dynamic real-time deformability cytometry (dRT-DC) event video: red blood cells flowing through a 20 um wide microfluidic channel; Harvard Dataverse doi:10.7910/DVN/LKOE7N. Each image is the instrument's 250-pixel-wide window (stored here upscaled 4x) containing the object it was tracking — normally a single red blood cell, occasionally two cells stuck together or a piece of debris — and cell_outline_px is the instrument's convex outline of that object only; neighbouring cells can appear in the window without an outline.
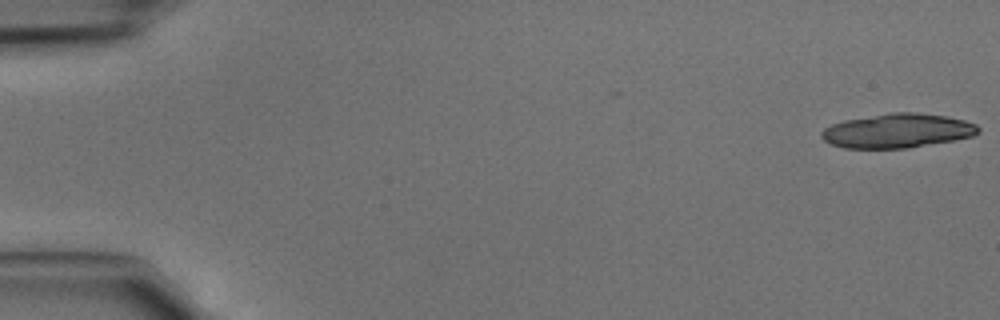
{"species": "common noctule bat (a hibernating species)", "species_latin": "Nyctalus noctula", "temperature_condition": "cold", "stored_images_in_passage": 17, "camera_frame_rate_fps": 3000, "um_per_image_px": 0.085, "animal": {"sex": "male", "body_mass_g": 15.6}, "frame": {"image": 1, "passage_image": 1, "time_ms": 0.0, "image_size_px": [1000, 320], "cell_outline_px": [[980, 132], [972, 136], [952, 140], [908, 148], [844, 148], [832, 144], [824, 140], [820, 136], [820, 132], [824, 128], [832, 124], [844, 120], [892, 112], [916, 112], [948, 116], [964, 120], [976, 124], [980, 128]], "centroid_in_image_um": [76.28, 11.11], "position_along_channel_um": 8.7, "area_um2": 31.27}}